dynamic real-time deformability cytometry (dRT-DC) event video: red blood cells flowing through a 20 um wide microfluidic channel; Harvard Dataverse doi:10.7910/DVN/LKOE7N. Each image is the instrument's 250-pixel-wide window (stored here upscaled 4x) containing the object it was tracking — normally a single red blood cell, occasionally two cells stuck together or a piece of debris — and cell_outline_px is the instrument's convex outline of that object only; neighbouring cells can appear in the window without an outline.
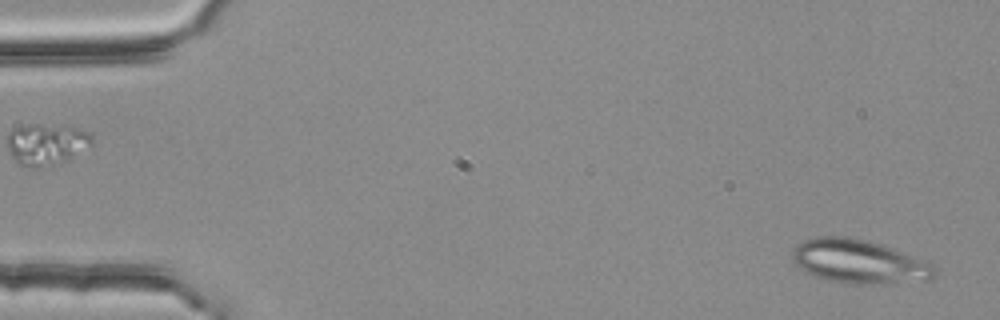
{"species": "common noctule bat (a hibernating species)", "species_latin": "Nyctalus noctula", "temperature_condition": "room temperature", "stored_images_in_passage": 4, "segment_of_instrument_passage": [2, 2], "camera_frame_rate_fps": 3000, "um_per_image_px": 0.085, "animal": {"sex": "female", "body_mass_g": 25.1}, "frame": {"image": 1, "passage_image": 4, "time_ms": 1.0, "image_size_px": [1000, 320], "cell_outline_px": [[936, 276], [928, 280], [872, 284], [852, 284], [832, 280], [816, 276], [800, 268], [792, 260], [792, 248], [796, 244], [804, 240], [816, 236], [848, 236], [868, 240], [880, 244], [932, 264], [936, 268]], "centroid_in_image_um": [72.98, 22.22], "position_along_channel_um": 12.0, "area_um2": 36.01}}